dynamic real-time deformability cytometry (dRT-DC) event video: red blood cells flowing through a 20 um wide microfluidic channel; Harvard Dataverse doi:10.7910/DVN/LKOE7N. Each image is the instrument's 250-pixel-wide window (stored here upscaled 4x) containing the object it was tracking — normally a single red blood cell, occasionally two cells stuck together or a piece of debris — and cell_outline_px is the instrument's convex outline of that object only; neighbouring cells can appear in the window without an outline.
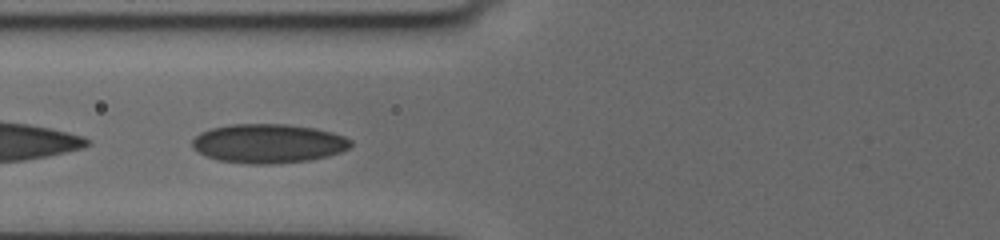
{"species": "human", "species_latin": "Homo sapiens", "temperature_condition": "cold", "stored_images_in_passage": 22, "camera_frame_rate_fps": 3000, "um_per_image_px": 0.085, "donor": {"sex": "female"}, "frame": {"image": 1, "passage_image": 7, "time_ms": 3.667, "image_size_px": [1000, 240], "cell_outline_px": [[352, 144], [348, 148], [340, 152], [328, 156], [308, 160], [272, 164], [248, 164], [216, 160], [204, 156], [192, 148], [192, 140], [200, 132], [212, 128], [228, 124], [288, 124], [316, 128], [332, 132], [344, 136], [352, 140]], "centroid_in_image_um": [22.78, 12.19], "position_along_channel_um": 103.0, "area_um2": 36.41}}
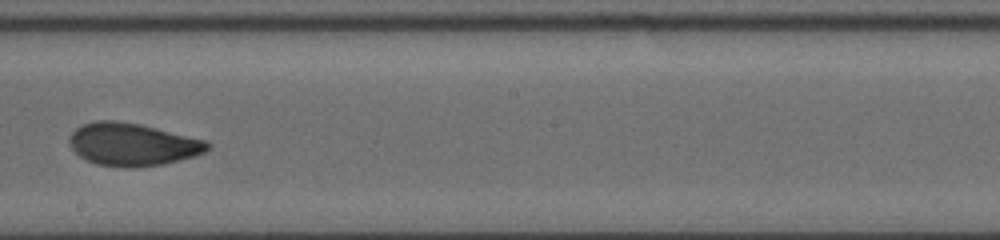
{"frame": {"image": 2, "passage_image": 13, "time_ms": 7.333, "image_size_px": [1000, 240], "cell_outline_px": [[212, 144], [204, 152], [192, 156], [164, 164], [136, 168], [124, 168], [96, 164], [80, 156], [72, 148], [68, 140], [72, 132], [76, 128], [84, 124], [96, 120], [116, 120], [140, 124], [208, 140]], "centroid_in_image_um": [11.27, 12.27], "position_along_channel_um": 236.9, "area_um2": 34.45}}
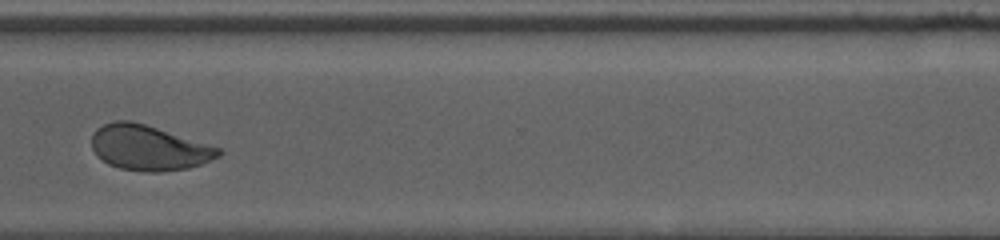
{"frame": {"image": 3, "passage_image": 19, "time_ms": 10.667, "image_size_px": [1000, 240], "cell_outline_px": [[224, 152], [220, 156], [200, 164], [188, 168], [160, 172], [144, 172], [120, 168], [108, 164], [96, 156], [92, 148], [92, 136], [96, 128], [112, 120], [132, 120], [220, 148]], "centroid_in_image_um": [12.61, 12.56], "position_along_channel_um": 358.0, "area_um2": 33.35}, "authors_computed_cell_mechanics": {"area_um2": 34.5644, "velocity_mm_per_s": 3.6432, "shape_relaxation_time_tau1_ms": 7.0751, "shape_relaxation_time_tau2_ms": 1.2262, "deformation_change_tau1": 0.1459, "deformation_change_tau2": 0.0539}}